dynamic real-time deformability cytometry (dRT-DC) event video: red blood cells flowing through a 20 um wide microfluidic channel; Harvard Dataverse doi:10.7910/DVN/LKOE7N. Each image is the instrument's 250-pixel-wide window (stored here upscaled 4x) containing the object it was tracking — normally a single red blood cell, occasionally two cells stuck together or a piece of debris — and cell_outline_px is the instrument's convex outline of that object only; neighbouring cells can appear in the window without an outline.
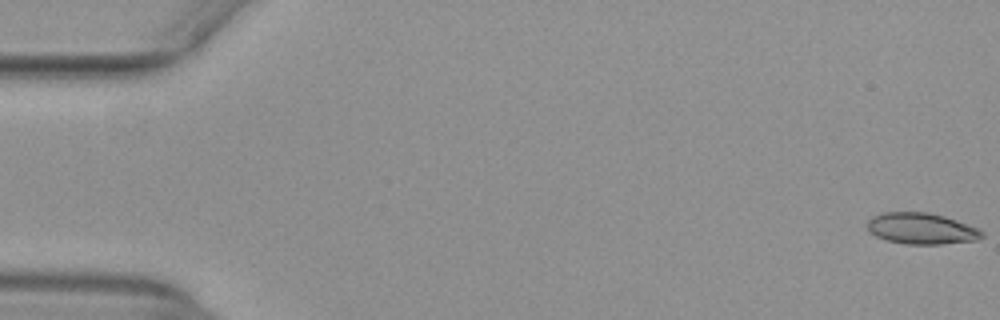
{"species": "common noctule bat (a hibernating species)", "species_latin": "Nyctalus noctula", "temperature_condition": "warm", "stored_images_in_passage": 53, "camera_frame_rate_fps": 3000, "um_per_image_px": 0.085, "animal": {"sex": "female", "body_mass_g": 29.2, "forearm_length_mm": 56.3}, "frame": {"image": 1, "passage_image": 1, "time_ms": 0.0, "image_size_px": [1000, 320], "cell_outline_px": [[984, 236], [976, 240], [940, 244], [904, 244], [884, 240], [868, 232], [868, 220], [872, 216], [884, 212], [928, 212], [944, 216], [956, 220], [976, 228], [984, 232]], "centroid_in_image_um": [78.28, 19.43], "position_along_channel_um": 6.7, "area_um2": 20.87}}
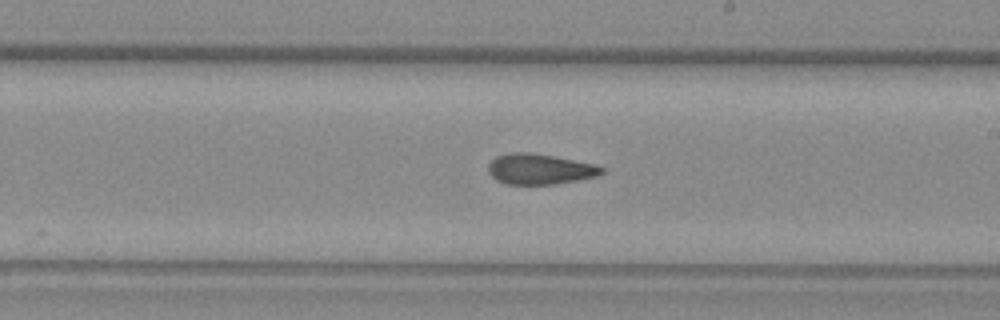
{"frame": {"image": 2, "passage_image": 31, "time_ms": 10.0, "image_size_px": [1000, 320], "cell_outline_px": [[604, 172], [596, 176], [556, 184], [508, 184], [496, 180], [488, 172], [488, 164], [496, 156], [508, 152], [528, 152], [552, 156], [596, 164], [604, 168]], "centroid_in_image_um": [45.86, 14.37], "position_along_channel_um": 243.1, "area_um2": 20.11}}
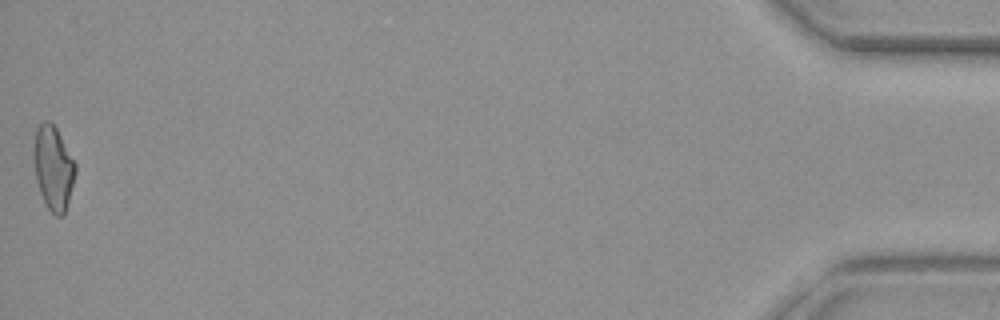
{"frame": {"image": 3, "passage_image": 53, "time_ms": 17.333, "image_size_px": [1000, 320], "cell_outline_px": [[76, 172], [64, 216], [56, 216], [44, 204], [36, 180], [32, 156], [32, 148], [36, 128], [44, 120], [48, 120], [56, 128], [76, 164]], "centroid_in_image_um": [4.5, 14.27], "position_along_channel_um": 430.7, "area_um2": 20.58}, "authors_computed_cell_mechanics": {"area_um2": 20.5768, "velocity_mm_per_s": 3.9678, "shape_relaxation_time_tau1_ms": null, "shape_relaxation_time_tau2_ms": 2.6722, "deformation_change_tau1": null, "deformation_change_tau2": 0.0842}}